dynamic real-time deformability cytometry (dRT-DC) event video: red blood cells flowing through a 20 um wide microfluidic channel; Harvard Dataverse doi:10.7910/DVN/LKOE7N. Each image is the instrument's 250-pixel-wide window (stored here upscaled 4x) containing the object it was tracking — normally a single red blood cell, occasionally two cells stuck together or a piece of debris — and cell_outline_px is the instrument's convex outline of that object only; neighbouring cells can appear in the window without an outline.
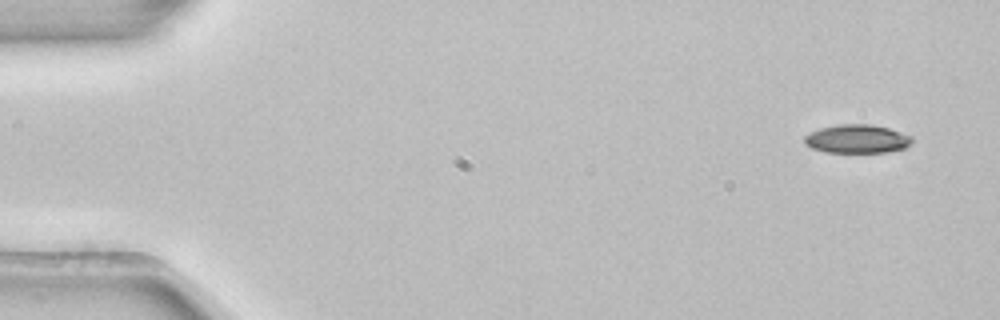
{"species": "common noctule bat (a hibernating species)", "species_latin": "Nyctalus noctula", "temperature_condition": "room temperature", "stored_images_in_passage": 4, "camera_frame_rate_fps": 3000, "um_per_image_px": 0.085, "animal": {"sex": "female", "body_mass_g": 22.7, "forearm_length_mm": 54.2}, "frame": {"image": 1, "passage_image": 1, "time_ms": 0.0, "image_size_px": [1000, 320], "cell_outline_px": [[912, 144], [904, 148], [888, 152], [824, 152], [812, 148], [804, 144], [804, 136], [820, 128], [840, 124], [872, 124], [888, 128], [912, 136]], "centroid_in_image_um": [72.85, 11.81], "position_along_channel_um": 12.1, "area_um2": 17.92}}
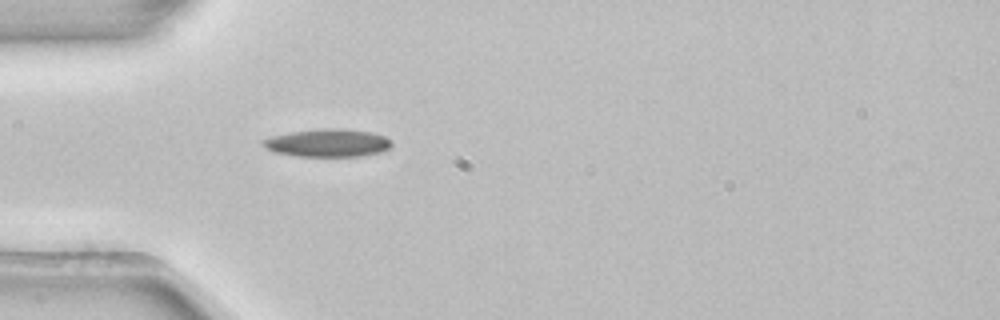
{"frame": {"image": 2, "passage_image": 4, "time_ms": 1.0, "image_size_px": [1000, 320], "cell_outline_px": [[392, 144], [384, 152], [364, 156], [296, 156], [276, 152], [264, 148], [260, 144], [260, 140], [272, 136], [288, 132], [324, 128], [340, 128], [372, 132], [384, 136], [392, 140]], "centroid_in_image_um": [27.85, 12.14], "position_along_channel_um": 57.1, "area_um2": 21.21}}